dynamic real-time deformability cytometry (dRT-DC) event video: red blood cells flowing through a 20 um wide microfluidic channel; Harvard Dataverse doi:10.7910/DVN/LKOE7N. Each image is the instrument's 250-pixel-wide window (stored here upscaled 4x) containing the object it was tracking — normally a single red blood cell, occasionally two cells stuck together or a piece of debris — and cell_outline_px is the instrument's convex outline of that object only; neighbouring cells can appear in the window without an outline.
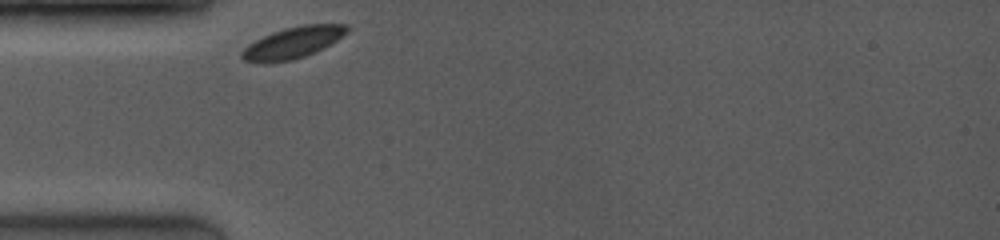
{"species": "common noctule bat (a hibernating species)", "species_latin": "Nyctalus noctula", "temperature_condition": "room temperature", "stored_images_in_passage": 38, "camera_frame_rate_fps": 4000, "um_per_image_px": 0.085, "animal": {"sex": "female", "body_mass_g": 19.0, "forearm_length_mm": 53.3}, "frame": {"image": 1, "passage_image": 1, "time_ms": 0.0, "image_size_px": [1000, 240], "cell_outline_px": [[348, 32], [336, 40], [304, 56], [292, 60], [244, 60], [240, 56], [240, 52], [248, 44], [272, 32], [284, 28], [304, 24], [348, 24]], "centroid_in_image_um": [24.92, 3.57], "position_along_channel_um": 60.1, "area_um2": 18.38}}
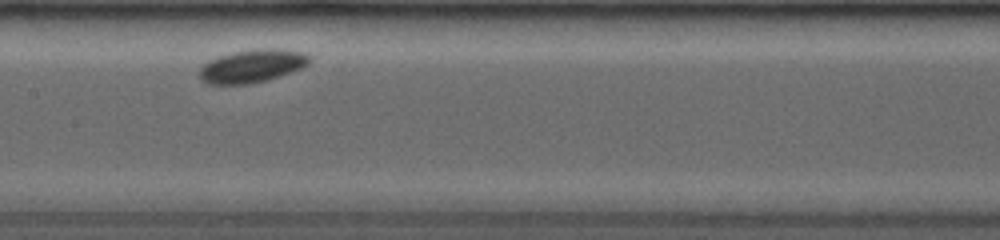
{"frame": {"image": 2, "passage_image": 15, "time_ms": 3.5, "image_size_px": [1000, 240], "cell_outline_px": [[308, 64], [300, 68], [264, 80], [244, 84], [212, 84], [204, 80], [200, 76], [200, 68], [208, 60], [232, 52], [260, 48], [280, 48], [304, 52], [308, 56]], "centroid_in_image_um": [21.41, 5.58], "position_along_channel_um": 186.0, "area_um2": 20.63}}
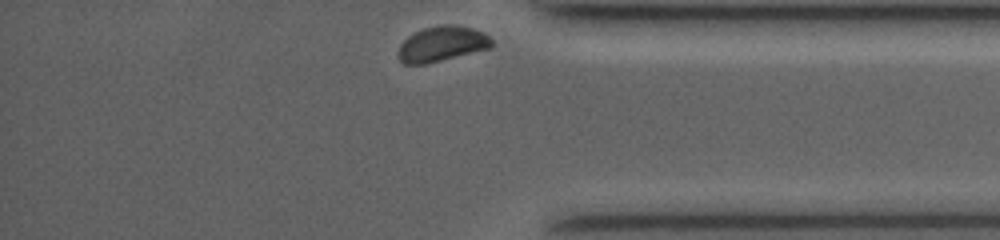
{"frame": {"image": 3, "passage_image": 38, "time_ms": 9.25, "image_size_px": [1000, 240], "cell_outline_px": [[492, 44], [488, 48], [424, 64], [404, 64], [400, 60], [400, 44], [408, 36], [424, 28], [440, 24], [452, 24], [472, 28], [484, 32], [492, 40]], "centroid_in_image_um": [37.56, 3.71], "position_along_channel_um": 397.6, "area_um2": 18.73}, "authors_computed_cell_mechanics": {"area_um2": 19.1318, "velocity_mm_per_s": 3.6879, "shape_relaxation_time_tau1_ms": 6.8396, "shape_relaxation_time_tau2_ms": null, "deformation_change_tau1": 0.0933, "deformation_change_tau2": null}}